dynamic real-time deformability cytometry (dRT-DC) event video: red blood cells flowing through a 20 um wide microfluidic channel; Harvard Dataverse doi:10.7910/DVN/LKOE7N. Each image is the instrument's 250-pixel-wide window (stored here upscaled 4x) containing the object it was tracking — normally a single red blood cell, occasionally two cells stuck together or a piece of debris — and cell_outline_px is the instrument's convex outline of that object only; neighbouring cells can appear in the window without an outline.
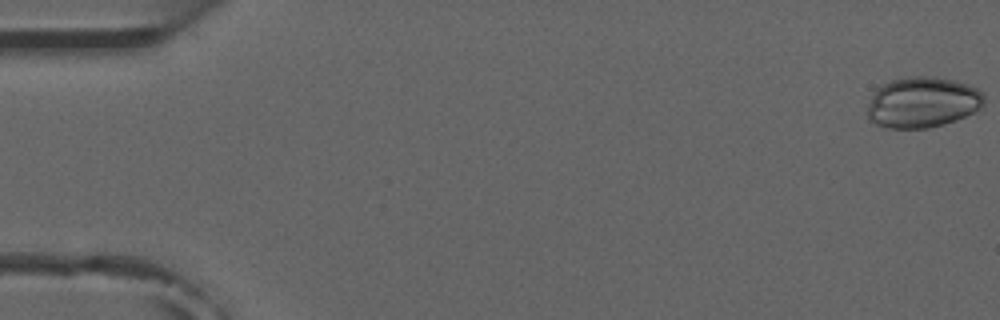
{"species": "common noctule bat (a hibernating species)", "species_latin": "Nyctalus noctula", "temperature_condition": "room temperature", "stored_images_in_passage": 6, "camera_frame_rate_fps": 3000, "um_per_image_px": 0.085, "animal": {"sex": "male", "forearm_length_mm": 52.5}, "frame": {"image": 1, "passage_image": 1, "time_ms": 0.0, "image_size_px": [1000, 320], "cell_outline_px": [[984, 104], [980, 108], [956, 120], [944, 124], [928, 128], [888, 128], [876, 124], [868, 120], [868, 104], [876, 88], [892, 80], [908, 76], [936, 76], [968, 84], [984, 92]], "centroid_in_image_um": [78.41, 8.69], "position_along_channel_um": 6.6, "area_um2": 34.62}}